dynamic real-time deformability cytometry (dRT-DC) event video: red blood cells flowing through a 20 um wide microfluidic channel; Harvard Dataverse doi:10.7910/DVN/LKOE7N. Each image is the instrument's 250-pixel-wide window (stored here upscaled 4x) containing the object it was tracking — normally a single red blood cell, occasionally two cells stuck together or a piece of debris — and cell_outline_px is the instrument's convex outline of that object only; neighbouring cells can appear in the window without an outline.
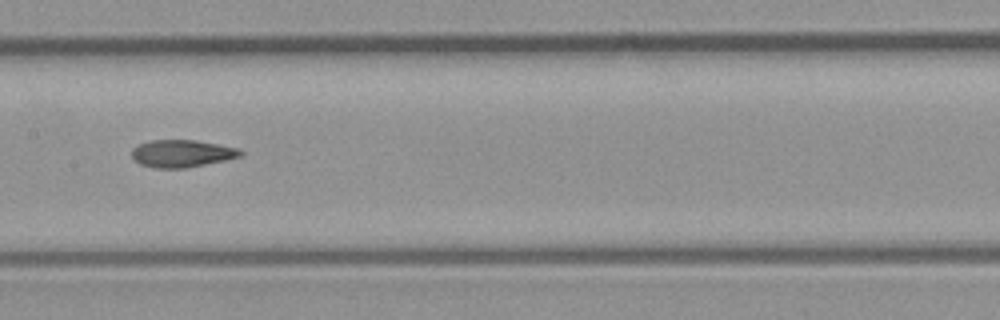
{"species": "common noctule bat (a hibernating species)", "species_latin": "Nyctalus noctula", "temperature_condition": "room temperature", "stored_images_in_passage": 9, "camera_frame_rate_fps": 3000, "um_per_image_px": 0.085, "animal": {"sex": "male", "body_mass_g": 23.1, "forearm_length_mm": 52.7}, "frame": {"image": 1, "passage_image": 8, "time_ms": 9.0, "image_size_px": [1000, 320], "cell_outline_px": [[244, 156], [228, 160], [184, 168], [156, 168], [140, 164], [132, 156], [132, 148], [140, 144], [152, 140], [196, 140], [240, 148], [244, 152]], "centroid_in_image_um": [15.53, 13.05], "position_along_channel_um": 191.9, "area_um2": 17.46}}
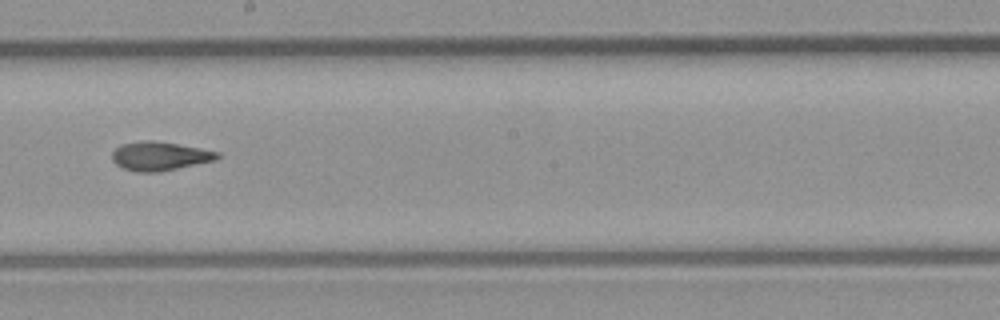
{"frame": {"image": 2, "passage_image": 9, "time_ms": 10.0, "image_size_px": [1000, 320], "cell_outline_px": [[220, 156], [216, 160], [160, 172], [136, 172], [124, 168], [116, 164], [112, 160], [112, 152], [120, 144], [144, 140], [152, 140], [200, 148], [220, 152]], "centroid_in_image_um": [13.57, 13.27], "position_along_channel_um": 234.6, "area_um2": 17.69}}